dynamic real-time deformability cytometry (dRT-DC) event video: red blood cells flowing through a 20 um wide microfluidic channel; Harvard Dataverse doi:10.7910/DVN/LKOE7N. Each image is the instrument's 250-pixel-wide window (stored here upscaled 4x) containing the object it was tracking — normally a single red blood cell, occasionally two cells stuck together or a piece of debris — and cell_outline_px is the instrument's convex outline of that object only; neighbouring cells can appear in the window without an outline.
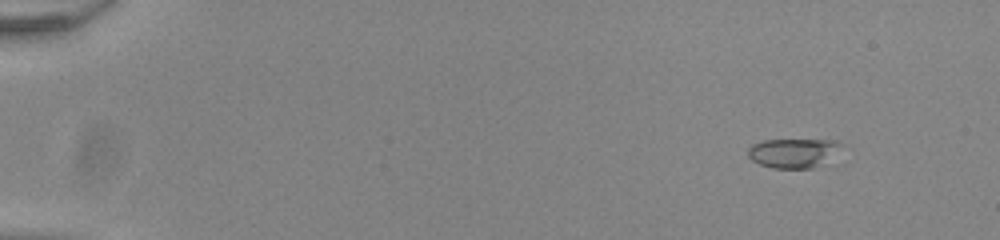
{"species": "common noctule bat (a hibernating species)", "species_latin": "Nyctalus noctula", "temperature_condition": "room temperature", "stored_images_in_passage": 44, "camera_frame_rate_fps": 3000, "um_per_image_px": 0.085, "animal": {"sex": "male", "body_mass_g": 20.0, "forearm_length_mm": 53.3}, "frame": {"image": 1, "passage_image": 5, "time_ms": 1.333, "image_size_px": [1000, 240], "cell_outline_px": [[844, 144], [812, 168], [772, 168], [760, 164], [752, 160], [748, 156], [748, 148], [752, 144], [764, 140], [828, 140]], "centroid_in_image_um": [67.29, 12.99], "position_along_channel_um": 17.7, "area_um2": 15.26}}